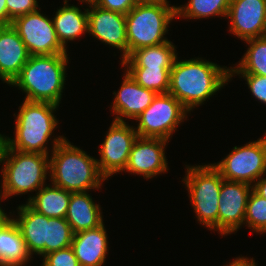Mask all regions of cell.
<instances>
[{
	"instance_id": "1",
	"label": "cell",
	"mask_w": 266,
	"mask_h": 266,
	"mask_svg": "<svg viewBox=\"0 0 266 266\" xmlns=\"http://www.w3.org/2000/svg\"><path fill=\"white\" fill-rule=\"evenodd\" d=\"M229 80L230 67H221L201 57L182 61L177 57L170 70L168 93L191 112L221 90Z\"/></svg>"
},
{
	"instance_id": "2",
	"label": "cell",
	"mask_w": 266,
	"mask_h": 266,
	"mask_svg": "<svg viewBox=\"0 0 266 266\" xmlns=\"http://www.w3.org/2000/svg\"><path fill=\"white\" fill-rule=\"evenodd\" d=\"M53 139L48 176L51 183L72 193L100 189L107 179L99 172L95 157L64 136Z\"/></svg>"
},
{
	"instance_id": "3",
	"label": "cell",
	"mask_w": 266,
	"mask_h": 266,
	"mask_svg": "<svg viewBox=\"0 0 266 266\" xmlns=\"http://www.w3.org/2000/svg\"><path fill=\"white\" fill-rule=\"evenodd\" d=\"M69 59L68 54L30 56L10 86L18 87L26 93V101L48 102L59 106Z\"/></svg>"
},
{
	"instance_id": "4",
	"label": "cell",
	"mask_w": 266,
	"mask_h": 266,
	"mask_svg": "<svg viewBox=\"0 0 266 266\" xmlns=\"http://www.w3.org/2000/svg\"><path fill=\"white\" fill-rule=\"evenodd\" d=\"M59 106L48 102L24 100L15 116L14 137L0 134V141L9 149L49 155L48 141L58 126L55 114Z\"/></svg>"
},
{
	"instance_id": "5",
	"label": "cell",
	"mask_w": 266,
	"mask_h": 266,
	"mask_svg": "<svg viewBox=\"0 0 266 266\" xmlns=\"http://www.w3.org/2000/svg\"><path fill=\"white\" fill-rule=\"evenodd\" d=\"M0 164L4 199L40 190L46 185L49 155L7 148L0 141Z\"/></svg>"
},
{
	"instance_id": "6",
	"label": "cell",
	"mask_w": 266,
	"mask_h": 266,
	"mask_svg": "<svg viewBox=\"0 0 266 266\" xmlns=\"http://www.w3.org/2000/svg\"><path fill=\"white\" fill-rule=\"evenodd\" d=\"M170 5L138 2L125 15L128 57L135 50L170 41L165 35L171 21L176 19V6Z\"/></svg>"
},
{
	"instance_id": "7",
	"label": "cell",
	"mask_w": 266,
	"mask_h": 266,
	"mask_svg": "<svg viewBox=\"0 0 266 266\" xmlns=\"http://www.w3.org/2000/svg\"><path fill=\"white\" fill-rule=\"evenodd\" d=\"M185 166L186 176L182 182L187 188L197 221L208 230L218 231V199L223 177L211 163Z\"/></svg>"
},
{
	"instance_id": "8",
	"label": "cell",
	"mask_w": 266,
	"mask_h": 266,
	"mask_svg": "<svg viewBox=\"0 0 266 266\" xmlns=\"http://www.w3.org/2000/svg\"><path fill=\"white\" fill-rule=\"evenodd\" d=\"M189 113L173 95L157 94L152 103L134 119L138 122L134 129L138 137L170 141L179 124L187 120Z\"/></svg>"
},
{
	"instance_id": "9",
	"label": "cell",
	"mask_w": 266,
	"mask_h": 266,
	"mask_svg": "<svg viewBox=\"0 0 266 266\" xmlns=\"http://www.w3.org/2000/svg\"><path fill=\"white\" fill-rule=\"evenodd\" d=\"M265 137L248 142L241 147L234 146L221 161L212 166L223 179L247 183L251 186L266 175V133Z\"/></svg>"
},
{
	"instance_id": "10",
	"label": "cell",
	"mask_w": 266,
	"mask_h": 266,
	"mask_svg": "<svg viewBox=\"0 0 266 266\" xmlns=\"http://www.w3.org/2000/svg\"><path fill=\"white\" fill-rule=\"evenodd\" d=\"M39 10L19 16L11 23L30 56L67 54L68 50L57 38L52 18H48Z\"/></svg>"
},
{
	"instance_id": "11",
	"label": "cell",
	"mask_w": 266,
	"mask_h": 266,
	"mask_svg": "<svg viewBox=\"0 0 266 266\" xmlns=\"http://www.w3.org/2000/svg\"><path fill=\"white\" fill-rule=\"evenodd\" d=\"M138 134L128 122L112 121L103 143L98 150L97 160L99 172L108 180L113 174L125 170L129 154Z\"/></svg>"
},
{
	"instance_id": "12",
	"label": "cell",
	"mask_w": 266,
	"mask_h": 266,
	"mask_svg": "<svg viewBox=\"0 0 266 266\" xmlns=\"http://www.w3.org/2000/svg\"><path fill=\"white\" fill-rule=\"evenodd\" d=\"M253 186L223 179L219 193L218 232L221 236L236 233L244 224L247 201Z\"/></svg>"
},
{
	"instance_id": "13",
	"label": "cell",
	"mask_w": 266,
	"mask_h": 266,
	"mask_svg": "<svg viewBox=\"0 0 266 266\" xmlns=\"http://www.w3.org/2000/svg\"><path fill=\"white\" fill-rule=\"evenodd\" d=\"M88 33L101 43L119 49L121 61L128 57L126 17L88 3Z\"/></svg>"
},
{
	"instance_id": "14",
	"label": "cell",
	"mask_w": 266,
	"mask_h": 266,
	"mask_svg": "<svg viewBox=\"0 0 266 266\" xmlns=\"http://www.w3.org/2000/svg\"><path fill=\"white\" fill-rule=\"evenodd\" d=\"M167 143L164 139L138 137L132 146L124 171L141 175L146 180L168 172L165 155Z\"/></svg>"
},
{
	"instance_id": "15",
	"label": "cell",
	"mask_w": 266,
	"mask_h": 266,
	"mask_svg": "<svg viewBox=\"0 0 266 266\" xmlns=\"http://www.w3.org/2000/svg\"><path fill=\"white\" fill-rule=\"evenodd\" d=\"M266 0H231L229 32L242 41L265 35Z\"/></svg>"
},
{
	"instance_id": "16",
	"label": "cell",
	"mask_w": 266,
	"mask_h": 266,
	"mask_svg": "<svg viewBox=\"0 0 266 266\" xmlns=\"http://www.w3.org/2000/svg\"><path fill=\"white\" fill-rule=\"evenodd\" d=\"M120 89L113 94L111 105L114 121L125 122L124 118L134 120L153 101L157 93L153 90L140 86L125 70Z\"/></svg>"
},
{
	"instance_id": "17",
	"label": "cell",
	"mask_w": 266,
	"mask_h": 266,
	"mask_svg": "<svg viewBox=\"0 0 266 266\" xmlns=\"http://www.w3.org/2000/svg\"><path fill=\"white\" fill-rule=\"evenodd\" d=\"M30 54L12 25L0 26V80L10 85Z\"/></svg>"
},
{
	"instance_id": "18",
	"label": "cell",
	"mask_w": 266,
	"mask_h": 266,
	"mask_svg": "<svg viewBox=\"0 0 266 266\" xmlns=\"http://www.w3.org/2000/svg\"><path fill=\"white\" fill-rule=\"evenodd\" d=\"M104 223L94 229L73 234L71 248L80 266H103L108 253V237Z\"/></svg>"
},
{
	"instance_id": "19",
	"label": "cell",
	"mask_w": 266,
	"mask_h": 266,
	"mask_svg": "<svg viewBox=\"0 0 266 266\" xmlns=\"http://www.w3.org/2000/svg\"><path fill=\"white\" fill-rule=\"evenodd\" d=\"M17 216L10 217L19 227L22 237L26 243L29 254L45 256V242H47L48 217L36 212L27 203L17 207Z\"/></svg>"
},
{
	"instance_id": "20",
	"label": "cell",
	"mask_w": 266,
	"mask_h": 266,
	"mask_svg": "<svg viewBox=\"0 0 266 266\" xmlns=\"http://www.w3.org/2000/svg\"><path fill=\"white\" fill-rule=\"evenodd\" d=\"M32 258L19 227L7 216L0 223V266H26Z\"/></svg>"
},
{
	"instance_id": "21",
	"label": "cell",
	"mask_w": 266,
	"mask_h": 266,
	"mask_svg": "<svg viewBox=\"0 0 266 266\" xmlns=\"http://www.w3.org/2000/svg\"><path fill=\"white\" fill-rule=\"evenodd\" d=\"M101 207L95 204L88 192L71 193L65 219L73 233L94 229L104 222Z\"/></svg>"
},
{
	"instance_id": "22",
	"label": "cell",
	"mask_w": 266,
	"mask_h": 266,
	"mask_svg": "<svg viewBox=\"0 0 266 266\" xmlns=\"http://www.w3.org/2000/svg\"><path fill=\"white\" fill-rule=\"evenodd\" d=\"M81 10L73 4L64 2L63 7L57 8L52 18L57 38L66 50L67 42L88 33V8L84 9V12Z\"/></svg>"
},
{
	"instance_id": "23",
	"label": "cell",
	"mask_w": 266,
	"mask_h": 266,
	"mask_svg": "<svg viewBox=\"0 0 266 266\" xmlns=\"http://www.w3.org/2000/svg\"><path fill=\"white\" fill-rule=\"evenodd\" d=\"M71 193L53 184H46L36 192L35 196H30L26 203L46 217L65 218Z\"/></svg>"
},
{
	"instance_id": "24",
	"label": "cell",
	"mask_w": 266,
	"mask_h": 266,
	"mask_svg": "<svg viewBox=\"0 0 266 266\" xmlns=\"http://www.w3.org/2000/svg\"><path fill=\"white\" fill-rule=\"evenodd\" d=\"M173 42L167 41L156 46L135 50L129 57L121 61L124 67H173L178 57Z\"/></svg>"
},
{
	"instance_id": "25",
	"label": "cell",
	"mask_w": 266,
	"mask_h": 266,
	"mask_svg": "<svg viewBox=\"0 0 266 266\" xmlns=\"http://www.w3.org/2000/svg\"><path fill=\"white\" fill-rule=\"evenodd\" d=\"M244 42L249 47L241 61L236 66L230 67V74L266 76V37H257Z\"/></svg>"
},
{
	"instance_id": "26",
	"label": "cell",
	"mask_w": 266,
	"mask_h": 266,
	"mask_svg": "<svg viewBox=\"0 0 266 266\" xmlns=\"http://www.w3.org/2000/svg\"><path fill=\"white\" fill-rule=\"evenodd\" d=\"M231 0H189L185 5L176 6V18L204 19L227 17Z\"/></svg>"
},
{
	"instance_id": "27",
	"label": "cell",
	"mask_w": 266,
	"mask_h": 266,
	"mask_svg": "<svg viewBox=\"0 0 266 266\" xmlns=\"http://www.w3.org/2000/svg\"><path fill=\"white\" fill-rule=\"evenodd\" d=\"M131 77L142 87L166 94L169 89L172 67H125Z\"/></svg>"
},
{
	"instance_id": "28",
	"label": "cell",
	"mask_w": 266,
	"mask_h": 266,
	"mask_svg": "<svg viewBox=\"0 0 266 266\" xmlns=\"http://www.w3.org/2000/svg\"><path fill=\"white\" fill-rule=\"evenodd\" d=\"M73 234L65 218L48 217L45 255L71 246Z\"/></svg>"
},
{
	"instance_id": "29",
	"label": "cell",
	"mask_w": 266,
	"mask_h": 266,
	"mask_svg": "<svg viewBox=\"0 0 266 266\" xmlns=\"http://www.w3.org/2000/svg\"><path fill=\"white\" fill-rule=\"evenodd\" d=\"M244 225L257 234L266 233V199L254 190L247 201Z\"/></svg>"
},
{
	"instance_id": "30",
	"label": "cell",
	"mask_w": 266,
	"mask_h": 266,
	"mask_svg": "<svg viewBox=\"0 0 266 266\" xmlns=\"http://www.w3.org/2000/svg\"><path fill=\"white\" fill-rule=\"evenodd\" d=\"M40 266H80L71 246L46 254Z\"/></svg>"
},
{
	"instance_id": "31",
	"label": "cell",
	"mask_w": 266,
	"mask_h": 266,
	"mask_svg": "<svg viewBox=\"0 0 266 266\" xmlns=\"http://www.w3.org/2000/svg\"><path fill=\"white\" fill-rule=\"evenodd\" d=\"M6 7L8 25H11L15 18L40 9L37 0H6Z\"/></svg>"
},
{
	"instance_id": "32",
	"label": "cell",
	"mask_w": 266,
	"mask_h": 266,
	"mask_svg": "<svg viewBox=\"0 0 266 266\" xmlns=\"http://www.w3.org/2000/svg\"><path fill=\"white\" fill-rule=\"evenodd\" d=\"M235 75H242L252 95L262 104H266V76L255 74H230V78Z\"/></svg>"
},
{
	"instance_id": "33",
	"label": "cell",
	"mask_w": 266,
	"mask_h": 266,
	"mask_svg": "<svg viewBox=\"0 0 266 266\" xmlns=\"http://www.w3.org/2000/svg\"><path fill=\"white\" fill-rule=\"evenodd\" d=\"M96 6L126 15L137 3V0H94Z\"/></svg>"
},
{
	"instance_id": "34",
	"label": "cell",
	"mask_w": 266,
	"mask_h": 266,
	"mask_svg": "<svg viewBox=\"0 0 266 266\" xmlns=\"http://www.w3.org/2000/svg\"><path fill=\"white\" fill-rule=\"evenodd\" d=\"M263 175L259 180H257L253 185V190L266 199V177Z\"/></svg>"
},
{
	"instance_id": "35",
	"label": "cell",
	"mask_w": 266,
	"mask_h": 266,
	"mask_svg": "<svg viewBox=\"0 0 266 266\" xmlns=\"http://www.w3.org/2000/svg\"><path fill=\"white\" fill-rule=\"evenodd\" d=\"M8 25L6 0H0V26Z\"/></svg>"
},
{
	"instance_id": "36",
	"label": "cell",
	"mask_w": 266,
	"mask_h": 266,
	"mask_svg": "<svg viewBox=\"0 0 266 266\" xmlns=\"http://www.w3.org/2000/svg\"><path fill=\"white\" fill-rule=\"evenodd\" d=\"M253 260V258L250 257H243V256H239L236 257L235 259H233L232 262H229V265H224V266H247L251 261Z\"/></svg>"
},
{
	"instance_id": "37",
	"label": "cell",
	"mask_w": 266,
	"mask_h": 266,
	"mask_svg": "<svg viewBox=\"0 0 266 266\" xmlns=\"http://www.w3.org/2000/svg\"><path fill=\"white\" fill-rule=\"evenodd\" d=\"M141 3H163V4H169L168 0H137Z\"/></svg>"
},
{
	"instance_id": "38",
	"label": "cell",
	"mask_w": 266,
	"mask_h": 266,
	"mask_svg": "<svg viewBox=\"0 0 266 266\" xmlns=\"http://www.w3.org/2000/svg\"><path fill=\"white\" fill-rule=\"evenodd\" d=\"M8 216L4 210H0V223Z\"/></svg>"
},
{
	"instance_id": "39",
	"label": "cell",
	"mask_w": 266,
	"mask_h": 266,
	"mask_svg": "<svg viewBox=\"0 0 266 266\" xmlns=\"http://www.w3.org/2000/svg\"><path fill=\"white\" fill-rule=\"evenodd\" d=\"M80 1V3H86V4H88V3H93L94 2V0H79ZM64 2H68V0H64Z\"/></svg>"
},
{
	"instance_id": "40",
	"label": "cell",
	"mask_w": 266,
	"mask_h": 266,
	"mask_svg": "<svg viewBox=\"0 0 266 266\" xmlns=\"http://www.w3.org/2000/svg\"><path fill=\"white\" fill-rule=\"evenodd\" d=\"M3 201V200H5L4 199V196H3V193H2V189L0 190V201ZM1 205V204H0ZM0 210H3L1 207H0Z\"/></svg>"
},
{
	"instance_id": "41",
	"label": "cell",
	"mask_w": 266,
	"mask_h": 266,
	"mask_svg": "<svg viewBox=\"0 0 266 266\" xmlns=\"http://www.w3.org/2000/svg\"><path fill=\"white\" fill-rule=\"evenodd\" d=\"M247 266H257V264L255 263V260L253 259Z\"/></svg>"
},
{
	"instance_id": "42",
	"label": "cell",
	"mask_w": 266,
	"mask_h": 266,
	"mask_svg": "<svg viewBox=\"0 0 266 266\" xmlns=\"http://www.w3.org/2000/svg\"><path fill=\"white\" fill-rule=\"evenodd\" d=\"M264 36L266 37V2H265V35Z\"/></svg>"
}]
</instances>
